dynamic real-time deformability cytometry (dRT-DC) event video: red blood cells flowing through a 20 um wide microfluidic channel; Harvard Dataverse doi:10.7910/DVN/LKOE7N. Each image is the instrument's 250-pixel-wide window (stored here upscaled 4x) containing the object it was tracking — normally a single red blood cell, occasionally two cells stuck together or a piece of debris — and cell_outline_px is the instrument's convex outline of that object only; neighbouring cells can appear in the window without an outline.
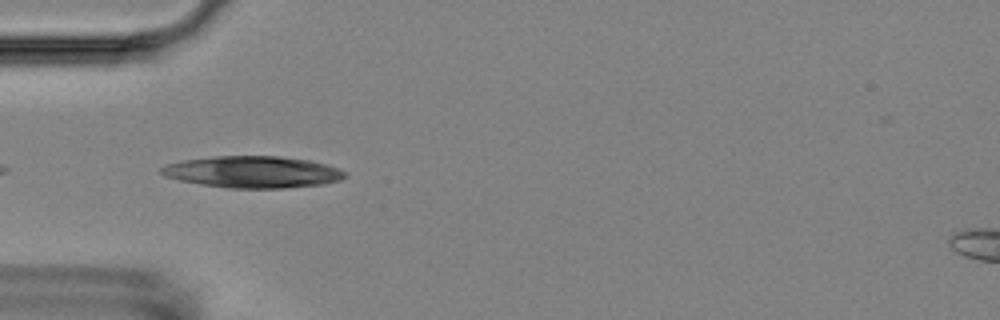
{"species": "Egyptian fruit bat (a non-hibernating species)", "species_latin": "Rousettus aegyptiacus", "temperature_condition": "room temperature", "stored_images_in_passage": 10, "camera_frame_rate_fps": 3000, "um_per_image_px": 0.085, "animal": {"sex": "female"}, "frame": {"image": 1, "passage_image": 5, "time_ms": 4.667, "image_size_px": [1000, 320], "cell_outline_px": [[348, 176], [340, 180], [324, 184], [284, 188], [228, 188], [200, 184], [180, 180], [164, 176], [160, 172], [160, 168], [168, 164], [180, 160], [216, 156], [280, 156], [308, 160], [340, 168], [348, 172]], "centroid_in_image_um": [21.51, 14.62], "position_along_channel_um": 63.5, "area_um2": 34.1}}
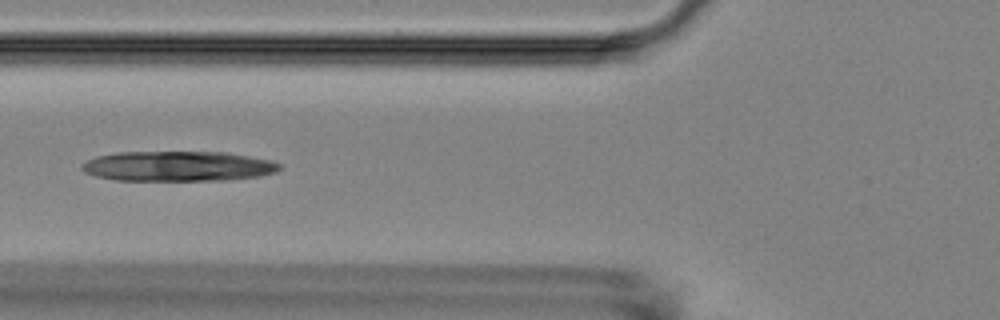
{"frame": {"image": 2, "passage_image": 6, "time_ms": 6.0, "image_size_px": [1000, 320], "cell_outline_px": [[280, 168], [276, 172], [260, 176], [224, 180], [116, 180], [96, 176], [84, 172], [80, 168], [80, 164], [96, 156], [120, 152], [224, 152], [272, 160], [280, 164]], "centroid_in_image_um": [15.11, 14.12], "position_along_channel_um": 110.7, "area_um2": 34.62}}